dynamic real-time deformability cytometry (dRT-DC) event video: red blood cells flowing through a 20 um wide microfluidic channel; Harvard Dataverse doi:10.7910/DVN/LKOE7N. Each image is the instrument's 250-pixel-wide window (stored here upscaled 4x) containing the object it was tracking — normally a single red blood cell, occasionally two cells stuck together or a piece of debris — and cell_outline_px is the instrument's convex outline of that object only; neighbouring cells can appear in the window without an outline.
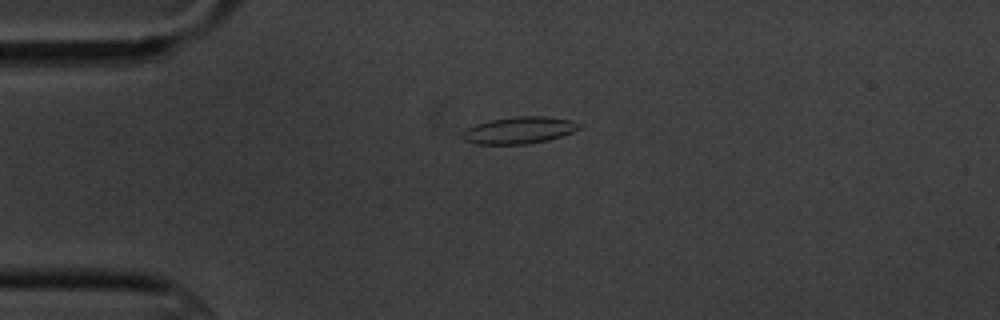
{"species": "common noctule bat (a hibernating species)", "species_latin": "Nyctalus noctula", "temperature_condition": "cold", "stored_images_in_passage": 3, "camera_frame_rate_fps": 3000, "um_per_image_px": 0.085, "animal": {"sex": "male", "body_mass_g": 20.1, "forearm_length_mm": 53.5}, "frame": {"image": 1, "passage_image": 2, "time_ms": 2.0, "image_size_px": [1000, 320], "cell_outline_px": [[584, 128], [548, 140], [528, 144], [476, 144], [464, 140], [460, 136], [460, 132], [476, 124], [492, 120], [516, 116], [548, 116], [572, 120], [584, 124]], "centroid_in_image_um": [44.17, 11.06], "position_along_channel_um": 40.8, "area_um2": 18.55}}